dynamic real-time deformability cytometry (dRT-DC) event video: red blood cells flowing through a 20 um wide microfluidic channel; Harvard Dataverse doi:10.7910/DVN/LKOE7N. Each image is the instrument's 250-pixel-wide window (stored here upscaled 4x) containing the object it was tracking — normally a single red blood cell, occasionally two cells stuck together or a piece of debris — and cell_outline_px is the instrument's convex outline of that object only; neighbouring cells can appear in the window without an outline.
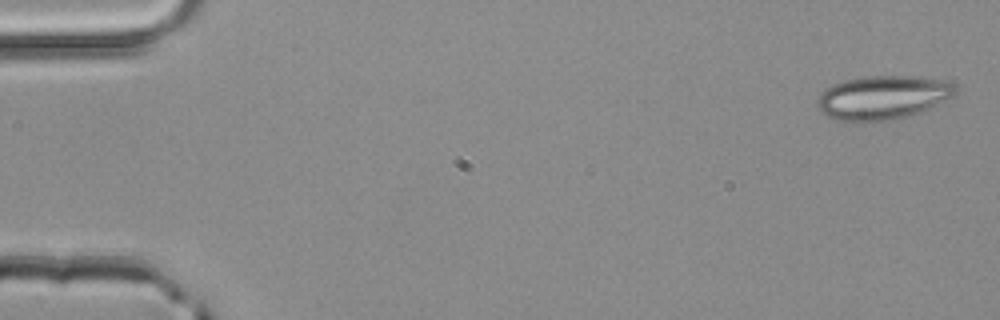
{"species": "common noctule bat (a hibernating species)", "species_latin": "Nyctalus noctula", "temperature_condition": "room temperature", "stored_images_in_passage": 4, "camera_frame_rate_fps": 3000, "um_per_image_px": 0.085, "animal": {"sex": "male", "body_mass_g": 20.4}, "frame": {"image": 1, "passage_image": 1, "time_ms": 0.0, "image_size_px": [1000, 320], "cell_outline_px": [[956, 96], [928, 108], [904, 116], [888, 120], [836, 120], [820, 112], [816, 108], [816, 100], [820, 92], [824, 88], [832, 84], [844, 80], [864, 76], [920, 76], [944, 80], [952, 84], [956, 88]], "centroid_in_image_um": [74.99, 8.25], "position_along_channel_um": 10.0, "area_um2": 35.14}}